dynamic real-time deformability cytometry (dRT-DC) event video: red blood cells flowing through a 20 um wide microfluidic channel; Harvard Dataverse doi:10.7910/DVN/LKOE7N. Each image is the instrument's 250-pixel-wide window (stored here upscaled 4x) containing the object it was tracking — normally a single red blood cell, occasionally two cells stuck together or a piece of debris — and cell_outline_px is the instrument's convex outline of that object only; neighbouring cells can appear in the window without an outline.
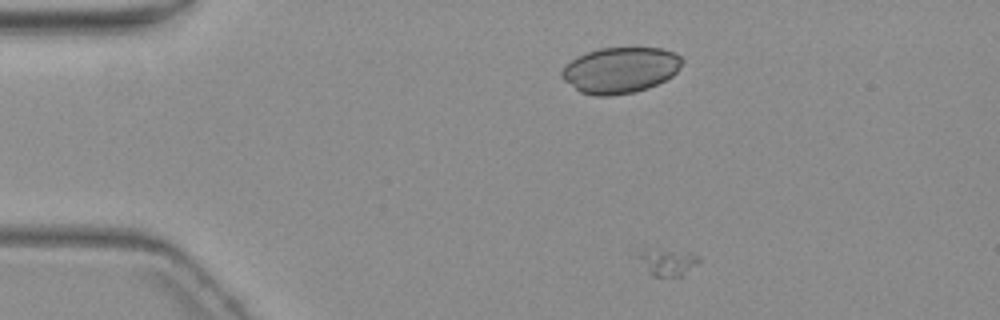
{"species": "common noctule bat (a hibernating species)", "species_latin": "Nyctalus noctula", "temperature_condition": "warm", "stored_images_in_passage": 5, "camera_frame_rate_fps": 3000, "um_per_image_px": 0.085, "animal": {"sex": "female", "body_mass_g": 19.3, "forearm_length_mm": 54.1}, "frame": {"image": 1, "passage_image": 1, "time_ms": 0.0, "image_size_px": [1000, 320], "cell_outline_px": [[700, 260], [696, 264], [680, 276], [652, 276], [632, 256], [640, 248], [648, 248], [692, 252], [700, 256]], "centroid_in_image_um": [56.6, 22.22], "position_along_channel_um": 28.4, "area_um2": 10.0}}
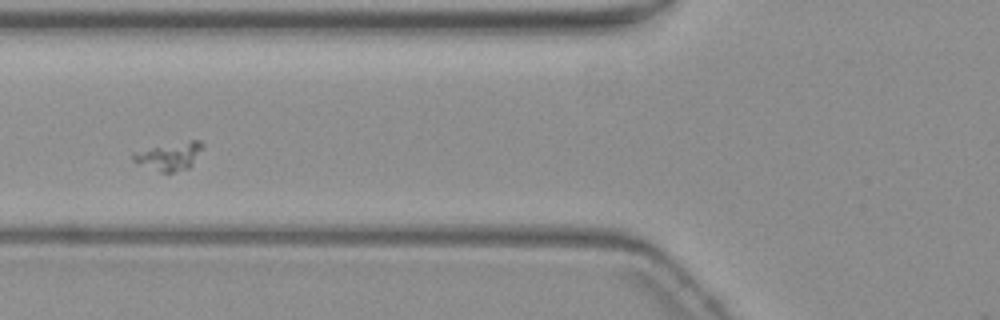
{"frame": {"image": 2, "passage_image": 4, "time_ms": 4.333, "image_size_px": [1000, 320], "cell_outline_px": [[204, 144], [192, 164], [188, 168], [172, 172], [160, 172], [136, 164], [132, 160], [132, 152], [188, 140], [200, 140]], "centroid_in_image_um": [14.36, 13.28], "position_along_channel_um": 111.4, "area_um2": 11.21}}
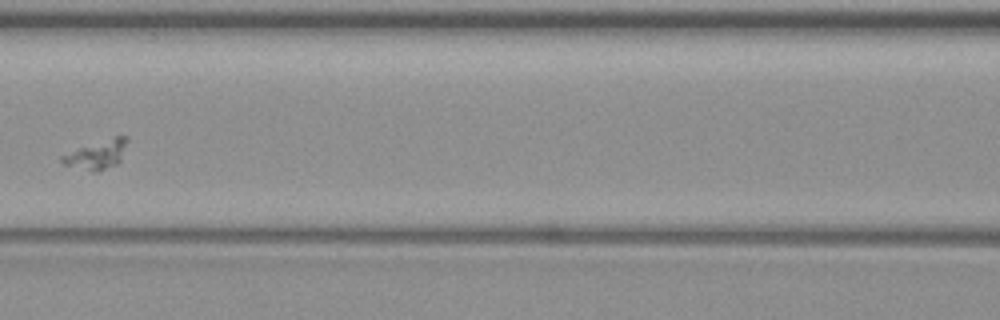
{"frame": {"image": 3, "passage_image": 5, "time_ms": 5.667, "image_size_px": [1000, 320], "cell_outline_px": [[128, 140], [120, 160], [116, 164], [96, 172], [92, 172], [64, 164], [60, 160], [60, 156], [80, 148], [112, 136], [128, 136]], "centroid_in_image_um": [8.25, 13.13], "position_along_channel_um": 158.3, "area_um2": 10.75}}